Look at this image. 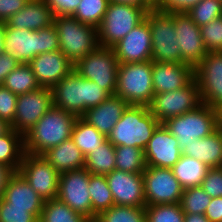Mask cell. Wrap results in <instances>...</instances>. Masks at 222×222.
<instances>
[{
    "label": "cell",
    "mask_w": 222,
    "mask_h": 222,
    "mask_svg": "<svg viewBox=\"0 0 222 222\" xmlns=\"http://www.w3.org/2000/svg\"><path fill=\"white\" fill-rule=\"evenodd\" d=\"M53 106L82 117L86 110L106 100L110 94L93 81L82 78L74 69L54 87Z\"/></svg>",
    "instance_id": "cell-1"
},
{
    "label": "cell",
    "mask_w": 222,
    "mask_h": 222,
    "mask_svg": "<svg viewBox=\"0 0 222 222\" xmlns=\"http://www.w3.org/2000/svg\"><path fill=\"white\" fill-rule=\"evenodd\" d=\"M77 116L52 106L24 135V150L33 155H42L71 138Z\"/></svg>",
    "instance_id": "cell-2"
},
{
    "label": "cell",
    "mask_w": 222,
    "mask_h": 222,
    "mask_svg": "<svg viewBox=\"0 0 222 222\" xmlns=\"http://www.w3.org/2000/svg\"><path fill=\"white\" fill-rule=\"evenodd\" d=\"M160 124L148 106L128 105L107 139L115 147L124 145L144 150Z\"/></svg>",
    "instance_id": "cell-3"
},
{
    "label": "cell",
    "mask_w": 222,
    "mask_h": 222,
    "mask_svg": "<svg viewBox=\"0 0 222 222\" xmlns=\"http://www.w3.org/2000/svg\"><path fill=\"white\" fill-rule=\"evenodd\" d=\"M165 128L178 140L182 149L195 139L205 138L221 126V112L207 104L170 118L162 123Z\"/></svg>",
    "instance_id": "cell-4"
},
{
    "label": "cell",
    "mask_w": 222,
    "mask_h": 222,
    "mask_svg": "<svg viewBox=\"0 0 222 222\" xmlns=\"http://www.w3.org/2000/svg\"><path fill=\"white\" fill-rule=\"evenodd\" d=\"M53 25L60 41L59 50L73 64L100 46L97 28L81 23L73 16L54 17Z\"/></svg>",
    "instance_id": "cell-5"
},
{
    "label": "cell",
    "mask_w": 222,
    "mask_h": 222,
    "mask_svg": "<svg viewBox=\"0 0 222 222\" xmlns=\"http://www.w3.org/2000/svg\"><path fill=\"white\" fill-rule=\"evenodd\" d=\"M115 95L129 105L149 106L154 96L152 60L119 64Z\"/></svg>",
    "instance_id": "cell-6"
},
{
    "label": "cell",
    "mask_w": 222,
    "mask_h": 222,
    "mask_svg": "<svg viewBox=\"0 0 222 222\" xmlns=\"http://www.w3.org/2000/svg\"><path fill=\"white\" fill-rule=\"evenodd\" d=\"M147 12L144 7L109 2L97 27L99 45L112 48L146 18Z\"/></svg>",
    "instance_id": "cell-7"
},
{
    "label": "cell",
    "mask_w": 222,
    "mask_h": 222,
    "mask_svg": "<svg viewBox=\"0 0 222 222\" xmlns=\"http://www.w3.org/2000/svg\"><path fill=\"white\" fill-rule=\"evenodd\" d=\"M146 18L151 29L152 61L159 63H181V50L170 13L156 9L148 10Z\"/></svg>",
    "instance_id": "cell-8"
},
{
    "label": "cell",
    "mask_w": 222,
    "mask_h": 222,
    "mask_svg": "<svg viewBox=\"0 0 222 222\" xmlns=\"http://www.w3.org/2000/svg\"><path fill=\"white\" fill-rule=\"evenodd\" d=\"M118 66L114 49L99 46L74 64V70L82 78L97 83L110 95H115Z\"/></svg>",
    "instance_id": "cell-9"
},
{
    "label": "cell",
    "mask_w": 222,
    "mask_h": 222,
    "mask_svg": "<svg viewBox=\"0 0 222 222\" xmlns=\"http://www.w3.org/2000/svg\"><path fill=\"white\" fill-rule=\"evenodd\" d=\"M202 104L199 86L194 78L182 89L155 94L148 107L162 124L170 118L195 110Z\"/></svg>",
    "instance_id": "cell-10"
},
{
    "label": "cell",
    "mask_w": 222,
    "mask_h": 222,
    "mask_svg": "<svg viewBox=\"0 0 222 222\" xmlns=\"http://www.w3.org/2000/svg\"><path fill=\"white\" fill-rule=\"evenodd\" d=\"M142 175L146 205L180 203L183 187L172 169L146 166Z\"/></svg>",
    "instance_id": "cell-11"
},
{
    "label": "cell",
    "mask_w": 222,
    "mask_h": 222,
    "mask_svg": "<svg viewBox=\"0 0 222 222\" xmlns=\"http://www.w3.org/2000/svg\"><path fill=\"white\" fill-rule=\"evenodd\" d=\"M18 172L44 201L57 198L60 173L42 155L25 152Z\"/></svg>",
    "instance_id": "cell-12"
},
{
    "label": "cell",
    "mask_w": 222,
    "mask_h": 222,
    "mask_svg": "<svg viewBox=\"0 0 222 222\" xmlns=\"http://www.w3.org/2000/svg\"><path fill=\"white\" fill-rule=\"evenodd\" d=\"M202 102L215 110L222 111V51L207 52L194 68Z\"/></svg>",
    "instance_id": "cell-13"
},
{
    "label": "cell",
    "mask_w": 222,
    "mask_h": 222,
    "mask_svg": "<svg viewBox=\"0 0 222 222\" xmlns=\"http://www.w3.org/2000/svg\"><path fill=\"white\" fill-rule=\"evenodd\" d=\"M88 186L89 172L85 168L61 173L57 199L85 217L97 216L92 211Z\"/></svg>",
    "instance_id": "cell-14"
},
{
    "label": "cell",
    "mask_w": 222,
    "mask_h": 222,
    "mask_svg": "<svg viewBox=\"0 0 222 222\" xmlns=\"http://www.w3.org/2000/svg\"><path fill=\"white\" fill-rule=\"evenodd\" d=\"M52 106V88L40 87L35 91L17 95L11 128L24 136Z\"/></svg>",
    "instance_id": "cell-15"
},
{
    "label": "cell",
    "mask_w": 222,
    "mask_h": 222,
    "mask_svg": "<svg viewBox=\"0 0 222 222\" xmlns=\"http://www.w3.org/2000/svg\"><path fill=\"white\" fill-rule=\"evenodd\" d=\"M176 31V41L181 50V63L195 68L207 55V50L197 26L185 12H171Z\"/></svg>",
    "instance_id": "cell-16"
},
{
    "label": "cell",
    "mask_w": 222,
    "mask_h": 222,
    "mask_svg": "<svg viewBox=\"0 0 222 222\" xmlns=\"http://www.w3.org/2000/svg\"><path fill=\"white\" fill-rule=\"evenodd\" d=\"M112 48L119 64L152 60L151 29L147 18Z\"/></svg>",
    "instance_id": "cell-17"
},
{
    "label": "cell",
    "mask_w": 222,
    "mask_h": 222,
    "mask_svg": "<svg viewBox=\"0 0 222 222\" xmlns=\"http://www.w3.org/2000/svg\"><path fill=\"white\" fill-rule=\"evenodd\" d=\"M114 205L145 207L144 178L142 173L115 169L105 175Z\"/></svg>",
    "instance_id": "cell-18"
},
{
    "label": "cell",
    "mask_w": 222,
    "mask_h": 222,
    "mask_svg": "<svg viewBox=\"0 0 222 222\" xmlns=\"http://www.w3.org/2000/svg\"><path fill=\"white\" fill-rule=\"evenodd\" d=\"M143 151L146 166L160 168L171 169L182 155L178 140L163 124L156 128Z\"/></svg>",
    "instance_id": "cell-19"
},
{
    "label": "cell",
    "mask_w": 222,
    "mask_h": 222,
    "mask_svg": "<svg viewBox=\"0 0 222 222\" xmlns=\"http://www.w3.org/2000/svg\"><path fill=\"white\" fill-rule=\"evenodd\" d=\"M40 87L52 88L74 69V64L60 51L37 55L28 63Z\"/></svg>",
    "instance_id": "cell-20"
},
{
    "label": "cell",
    "mask_w": 222,
    "mask_h": 222,
    "mask_svg": "<svg viewBox=\"0 0 222 222\" xmlns=\"http://www.w3.org/2000/svg\"><path fill=\"white\" fill-rule=\"evenodd\" d=\"M194 79V68L185 63L152 61L154 95L182 89Z\"/></svg>",
    "instance_id": "cell-21"
},
{
    "label": "cell",
    "mask_w": 222,
    "mask_h": 222,
    "mask_svg": "<svg viewBox=\"0 0 222 222\" xmlns=\"http://www.w3.org/2000/svg\"><path fill=\"white\" fill-rule=\"evenodd\" d=\"M2 198L11 207L30 208L38 220L45 202L19 172H13L7 179Z\"/></svg>",
    "instance_id": "cell-22"
},
{
    "label": "cell",
    "mask_w": 222,
    "mask_h": 222,
    "mask_svg": "<svg viewBox=\"0 0 222 222\" xmlns=\"http://www.w3.org/2000/svg\"><path fill=\"white\" fill-rule=\"evenodd\" d=\"M4 48L18 62L28 64L40 54V30H20L6 24Z\"/></svg>",
    "instance_id": "cell-23"
},
{
    "label": "cell",
    "mask_w": 222,
    "mask_h": 222,
    "mask_svg": "<svg viewBox=\"0 0 222 222\" xmlns=\"http://www.w3.org/2000/svg\"><path fill=\"white\" fill-rule=\"evenodd\" d=\"M128 105L119 96L110 95L99 105L87 109L82 118L107 137Z\"/></svg>",
    "instance_id": "cell-24"
},
{
    "label": "cell",
    "mask_w": 222,
    "mask_h": 222,
    "mask_svg": "<svg viewBox=\"0 0 222 222\" xmlns=\"http://www.w3.org/2000/svg\"><path fill=\"white\" fill-rule=\"evenodd\" d=\"M54 15L44 0H28L25 6L13 14L6 24L11 28L38 31L53 24Z\"/></svg>",
    "instance_id": "cell-25"
},
{
    "label": "cell",
    "mask_w": 222,
    "mask_h": 222,
    "mask_svg": "<svg viewBox=\"0 0 222 222\" xmlns=\"http://www.w3.org/2000/svg\"><path fill=\"white\" fill-rule=\"evenodd\" d=\"M182 155L196 158L209 168L222 167V126L205 138L186 144Z\"/></svg>",
    "instance_id": "cell-26"
},
{
    "label": "cell",
    "mask_w": 222,
    "mask_h": 222,
    "mask_svg": "<svg viewBox=\"0 0 222 222\" xmlns=\"http://www.w3.org/2000/svg\"><path fill=\"white\" fill-rule=\"evenodd\" d=\"M60 174L85 167V156L70 138L42 154Z\"/></svg>",
    "instance_id": "cell-27"
},
{
    "label": "cell",
    "mask_w": 222,
    "mask_h": 222,
    "mask_svg": "<svg viewBox=\"0 0 222 222\" xmlns=\"http://www.w3.org/2000/svg\"><path fill=\"white\" fill-rule=\"evenodd\" d=\"M24 136L10 128L0 136V164L18 172L24 156Z\"/></svg>",
    "instance_id": "cell-28"
},
{
    "label": "cell",
    "mask_w": 222,
    "mask_h": 222,
    "mask_svg": "<svg viewBox=\"0 0 222 222\" xmlns=\"http://www.w3.org/2000/svg\"><path fill=\"white\" fill-rule=\"evenodd\" d=\"M183 189L200 186L209 167L196 158L181 155L171 168Z\"/></svg>",
    "instance_id": "cell-29"
},
{
    "label": "cell",
    "mask_w": 222,
    "mask_h": 222,
    "mask_svg": "<svg viewBox=\"0 0 222 222\" xmlns=\"http://www.w3.org/2000/svg\"><path fill=\"white\" fill-rule=\"evenodd\" d=\"M90 174L106 175L116 169L115 146L107 139L85 157V167Z\"/></svg>",
    "instance_id": "cell-30"
},
{
    "label": "cell",
    "mask_w": 222,
    "mask_h": 222,
    "mask_svg": "<svg viewBox=\"0 0 222 222\" xmlns=\"http://www.w3.org/2000/svg\"><path fill=\"white\" fill-rule=\"evenodd\" d=\"M71 139L86 157L91 150L100 146L107 137L90 125L82 117H78L72 130Z\"/></svg>",
    "instance_id": "cell-31"
},
{
    "label": "cell",
    "mask_w": 222,
    "mask_h": 222,
    "mask_svg": "<svg viewBox=\"0 0 222 222\" xmlns=\"http://www.w3.org/2000/svg\"><path fill=\"white\" fill-rule=\"evenodd\" d=\"M3 86L16 95L29 93L40 88L31 66L25 63H20L7 75Z\"/></svg>",
    "instance_id": "cell-32"
},
{
    "label": "cell",
    "mask_w": 222,
    "mask_h": 222,
    "mask_svg": "<svg viewBox=\"0 0 222 222\" xmlns=\"http://www.w3.org/2000/svg\"><path fill=\"white\" fill-rule=\"evenodd\" d=\"M88 192L91 198L92 211L96 215L114 206L112 193L105 175L89 173Z\"/></svg>",
    "instance_id": "cell-33"
},
{
    "label": "cell",
    "mask_w": 222,
    "mask_h": 222,
    "mask_svg": "<svg viewBox=\"0 0 222 222\" xmlns=\"http://www.w3.org/2000/svg\"><path fill=\"white\" fill-rule=\"evenodd\" d=\"M116 169L131 173H143L146 168L144 151L131 146L115 147Z\"/></svg>",
    "instance_id": "cell-34"
},
{
    "label": "cell",
    "mask_w": 222,
    "mask_h": 222,
    "mask_svg": "<svg viewBox=\"0 0 222 222\" xmlns=\"http://www.w3.org/2000/svg\"><path fill=\"white\" fill-rule=\"evenodd\" d=\"M85 218L56 198L44 202L39 222H83Z\"/></svg>",
    "instance_id": "cell-35"
},
{
    "label": "cell",
    "mask_w": 222,
    "mask_h": 222,
    "mask_svg": "<svg viewBox=\"0 0 222 222\" xmlns=\"http://www.w3.org/2000/svg\"><path fill=\"white\" fill-rule=\"evenodd\" d=\"M109 0H81L73 17L81 23L98 27L107 10Z\"/></svg>",
    "instance_id": "cell-36"
},
{
    "label": "cell",
    "mask_w": 222,
    "mask_h": 222,
    "mask_svg": "<svg viewBox=\"0 0 222 222\" xmlns=\"http://www.w3.org/2000/svg\"><path fill=\"white\" fill-rule=\"evenodd\" d=\"M97 216L101 222H145V207L114 205Z\"/></svg>",
    "instance_id": "cell-37"
},
{
    "label": "cell",
    "mask_w": 222,
    "mask_h": 222,
    "mask_svg": "<svg viewBox=\"0 0 222 222\" xmlns=\"http://www.w3.org/2000/svg\"><path fill=\"white\" fill-rule=\"evenodd\" d=\"M180 203L146 205L145 222H184Z\"/></svg>",
    "instance_id": "cell-38"
},
{
    "label": "cell",
    "mask_w": 222,
    "mask_h": 222,
    "mask_svg": "<svg viewBox=\"0 0 222 222\" xmlns=\"http://www.w3.org/2000/svg\"><path fill=\"white\" fill-rule=\"evenodd\" d=\"M211 197L201 186L183 189L180 205L184 213L205 214Z\"/></svg>",
    "instance_id": "cell-39"
},
{
    "label": "cell",
    "mask_w": 222,
    "mask_h": 222,
    "mask_svg": "<svg viewBox=\"0 0 222 222\" xmlns=\"http://www.w3.org/2000/svg\"><path fill=\"white\" fill-rule=\"evenodd\" d=\"M197 26H203L222 16L221 0H200L186 12Z\"/></svg>",
    "instance_id": "cell-40"
},
{
    "label": "cell",
    "mask_w": 222,
    "mask_h": 222,
    "mask_svg": "<svg viewBox=\"0 0 222 222\" xmlns=\"http://www.w3.org/2000/svg\"><path fill=\"white\" fill-rule=\"evenodd\" d=\"M204 47L208 52L222 51V16L200 26Z\"/></svg>",
    "instance_id": "cell-41"
},
{
    "label": "cell",
    "mask_w": 222,
    "mask_h": 222,
    "mask_svg": "<svg viewBox=\"0 0 222 222\" xmlns=\"http://www.w3.org/2000/svg\"><path fill=\"white\" fill-rule=\"evenodd\" d=\"M0 222H39V220L30 213V208L11 207L0 198Z\"/></svg>",
    "instance_id": "cell-42"
},
{
    "label": "cell",
    "mask_w": 222,
    "mask_h": 222,
    "mask_svg": "<svg viewBox=\"0 0 222 222\" xmlns=\"http://www.w3.org/2000/svg\"><path fill=\"white\" fill-rule=\"evenodd\" d=\"M17 105V95L8 88L0 85V119L13 124L15 109Z\"/></svg>",
    "instance_id": "cell-43"
},
{
    "label": "cell",
    "mask_w": 222,
    "mask_h": 222,
    "mask_svg": "<svg viewBox=\"0 0 222 222\" xmlns=\"http://www.w3.org/2000/svg\"><path fill=\"white\" fill-rule=\"evenodd\" d=\"M201 188L211 197H222V167L209 168Z\"/></svg>",
    "instance_id": "cell-44"
},
{
    "label": "cell",
    "mask_w": 222,
    "mask_h": 222,
    "mask_svg": "<svg viewBox=\"0 0 222 222\" xmlns=\"http://www.w3.org/2000/svg\"><path fill=\"white\" fill-rule=\"evenodd\" d=\"M60 41L55 26L40 29V54L51 51H58Z\"/></svg>",
    "instance_id": "cell-45"
},
{
    "label": "cell",
    "mask_w": 222,
    "mask_h": 222,
    "mask_svg": "<svg viewBox=\"0 0 222 222\" xmlns=\"http://www.w3.org/2000/svg\"><path fill=\"white\" fill-rule=\"evenodd\" d=\"M200 0H159L153 7L160 12H187Z\"/></svg>",
    "instance_id": "cell-46"
},
{
    "label": "cell",
    "mask_w": 222,
    "mask_h": 222,
    "mask_svg": "<svg viewBox=\"0 0 222 222\" xmlns=\"http://www.w3.org/2000/svg\"><path fill=\"white\" fill-rule=\"evenodd\" d=\"M54 17L73 16L81 0H44Z\"/></svg>",
    "instance_id": "cell-47"
},
{
    "label": "cell",
    "mask_w": 222,
    "mask_h": 222,
    "mask_svg": "<svg viewBox=\"0 0 222 222\" xmlns=\"http://www.w3.org/2000/svg\"><path fill=\"white\" fill-rule=\"evenodd\" d=\"M28 0H0V21H7L20 11Z\"/></svg>",
    "instance_id": "cell-48"
},
{
    "label": "cell",
    "mask_w": 222,
    "mask_h": 222,
    "mask_svg": "<svg viewBox=\"0 0 222 222\" xmlns=\"http://www.w3.org/2000/svg\"><path fill=\"white\" fill-rule=\"evenodd\" d=\"M19 64L20 62H18L12 55L6 52L0 54V85H3L7 75Z\"/></svg>",
    "instance_id": "cell-49"
},
{
    "label": "cell",
    "mask_w": 222,
    "mask_h": 222,
    "mask_svg": "<svg viewBox=\"0 0 222 222\" xmlns=\"http://www.w3.org/2000/svg\"><path fill=\"white\" fill-rule=\"evenodd\" d=\"M205 216L210 222H222V197H214L211 199L206 208Z\"/></svg>",
    "instance_id": "cell-50"
},
{
    "label": "cell",
    "mask_w": 222,
    "mask_h": 222,
    "mask_svg": "<svg viewBox=\"0 0 222 222\" xmlns=\"http://www.w3.org/2000/svg\"><path fill=\"white\" fill-rule=\"evenodd\" d=\"M12 173L9 168L0 164V198L3 197L6 181Z\"/></svg>",
    "instance_id": "cell-51"
},
{
    "label": "cell",
    "mask_w": 222,
    "mask_h": 222,
    "mask_svg": "<svg viewBox=\"0 0 222 222\" xmlns=\"http://www.w3.org/2000/svg\"><path fill=\"white\" fill-rule=\"evenodd\" d=\"M109 1L144 7L147 11L153 9V6L147 0H109Z\"/></svg>",
    "instance_id": "cell-52"
},
{
    "label": "cell",
    "mask_w": 222,
    "mask_h": 222,
    "mask_svg": "<svg viewBox=\"0 0 222 222\" xmlns=\"http://www.w3.org/2000/svg\"><path fill=\"white\" fill-rule=\"evenodd\" d=\"M184 222H210L205 214L185 213Z\"/></svg>",
    "instance_id": "cell-53"
},
{
    "label": "cell",
    "mask_w": 222,
    "mask_h": 222,
    "mask_svg": "<svg viewBox=\"0 0 222 222\" xmlns=\"http://www.w3.org/2000/svg\"><path fill=\"white\" fill-rule=\"evenodd\" d=\"M5 33H6V22L0 21V54H3L5 52L4 48Z\"/></svg>",
    "instance_id": "cell-54"
},
{
    "label": "cell",
    "mask_w": 222,
    "mask_h": 222,
    "mask_svg": "<svg viewBox=\"0 0 222 222\" xmlns=\"http://www.w3.org/2000/svg\"><path fill=\"white\" fill-rule=\"evenodd\" d=\"M10 128L11 126L7 122L0 119V136L5 134Z\"/></svg>",
    "instance_id": "cell-55"
},
{
    "label": "cell",
    "mask_w": 222,
    "mask_h": 222,
    "mask_svg": "<svg viewBox=\"0 0 222 222\" xmlns=\"http://www.w3.org/2000/svg\"><path fill=\"white\" fill-rule=\"evenodd\" d=\"M83 222H101L98 216L86 217Z\"/></svg>",
    "instance_id": "cell-56"
},
{
    "label": "cell",
    "mask_w": 222,
    "mask_h": 222,
    "mask_svg": "<svg viewBox=\"0 0 222 222\" xmlns=\"http://www.w3.org/2000/svg\"><path fill=\"white\" fill-rule=\"evenodd\" d=\"M153 7L159 2V0H147Z\"/></svg>",
    "instance_id": "cell-57"
}]
</instances>
